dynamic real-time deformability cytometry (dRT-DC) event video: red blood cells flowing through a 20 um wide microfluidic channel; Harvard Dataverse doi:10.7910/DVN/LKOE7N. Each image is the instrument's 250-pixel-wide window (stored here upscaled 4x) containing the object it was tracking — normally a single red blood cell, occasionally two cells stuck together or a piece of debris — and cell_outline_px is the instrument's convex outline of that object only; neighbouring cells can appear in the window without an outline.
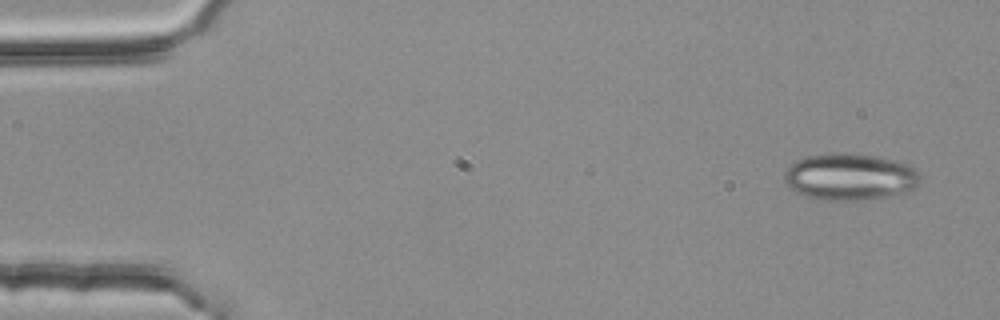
{"species": "common noctule bat (a hibernating species)", "species_latin": "Nyctalus noctula", "temperature_condition": "room temperature", "stored_images_in_passage": 4, "camera_frame_rate_fps": 3000, "um_per_image_px": 0.085, "animal": {"sex": "female", "body_mass_g": 25.1}, "frame": {"image": 1, "passage_image": 1, "time_ms": 0.0, "image_size_px": [1000, 320], "cell_outline_px": [[920, 180], [912, 188], [904, 192], [888, 196], [856, 200], [828, 200], [808, 196], [796, 192], [788, 188], [784, 180], [784, 172], [796, 160], [804, 156], [840, 152], [844, 152], [876, 156], [892, 160], [904, 164], [912, 168], [920, 176]], "centroid_in_image_um": [72.17, 15.02], "position_along_channel_um": 12.8, "area_um2": 36.59}}